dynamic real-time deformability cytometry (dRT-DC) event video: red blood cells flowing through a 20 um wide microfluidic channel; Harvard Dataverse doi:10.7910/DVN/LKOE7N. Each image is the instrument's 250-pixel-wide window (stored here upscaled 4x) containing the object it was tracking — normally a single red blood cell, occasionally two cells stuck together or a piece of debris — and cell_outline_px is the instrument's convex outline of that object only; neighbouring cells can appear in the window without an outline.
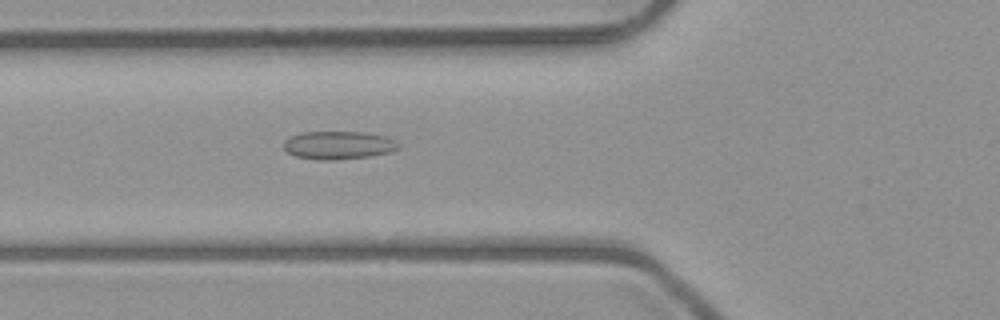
{"species": "common noctule bat (a hibernating species)", "species_latin": "Nyctalus noctula", "temperature_condition": "room temperature", "stored_images_in_passage": 5, "camera_frame_rate_fps": 3000, "um_per_image_px": 0.085, "animal": {"sex": "male", "body_mass_g": 23.1, "forearm_length_mm": 52.7}, "frame": {"image": 1, "passage_image": 5, "time_ms": 4.333, "image_size_px": [1000, 320], "cell_outline_px": [[400, 148], [392, 152], [368, 156], [336, 160], [316, 160], [296, 156], [288, 152], [284, 148], [284, 140], [288, 136], [300, 132], [364, 132], [384, 136], [392, 140]], "centroid_in_image_um": [28.71, 12.34], "position_along_channel_um": 97.1, "area_um2": 18.79}}